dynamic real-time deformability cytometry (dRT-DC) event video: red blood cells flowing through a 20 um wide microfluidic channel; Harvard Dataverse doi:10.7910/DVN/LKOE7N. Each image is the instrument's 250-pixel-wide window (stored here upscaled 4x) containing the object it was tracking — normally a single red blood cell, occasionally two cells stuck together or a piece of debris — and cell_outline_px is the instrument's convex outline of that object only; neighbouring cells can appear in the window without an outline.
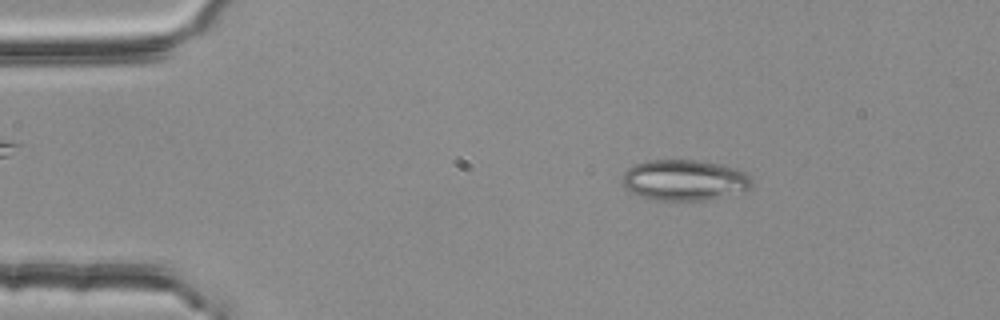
{"species": "common noctule bat (a hibernating species)", "species_latin": "Nyctalus noctula", "temperature_condition": "room temperature", "stored_images_in_passage": 47, "camera_frame_rate_fps": 3000, "um_per_image_px": 0.085, "animal": {"sex": "female", "body_mass_g": 25.1}, "frame": {"image": 1, "passage_image": 2, "time_ms": 0.333, "image_size_px": [1000, 320], "cell_outline_px": [[752, 184], [744, 192], [704, 200], [648, 200], [628, 192], [624, 184], [624, 172], [632, 164], [648, 160], [696, 160], [724, 164], [736, 168], [752, 176]], "centroid_in_image_um": [58.18, 15.31], "position_along_channel_um": 26.8, "area_um2": 31.21}}
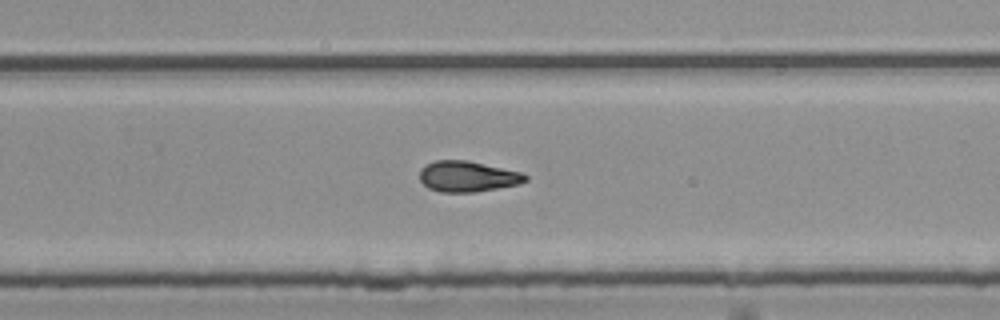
{"frame": {"image": 2, "passage_image": 28, "time_ms": 9.0, "image_size_px": [1000, 320], "cell_outline_px": [[528, 180], [520, 184], [472, 192], [440, 192], [428, 188], [420, 180], [420, 168], [436, 160], [468, 160], [524, 172], [528, 176]], "centroid_in_image_um": [39.78, 14.99], "position_along_channel_um": 290.0, "area_um2": 19.07}}
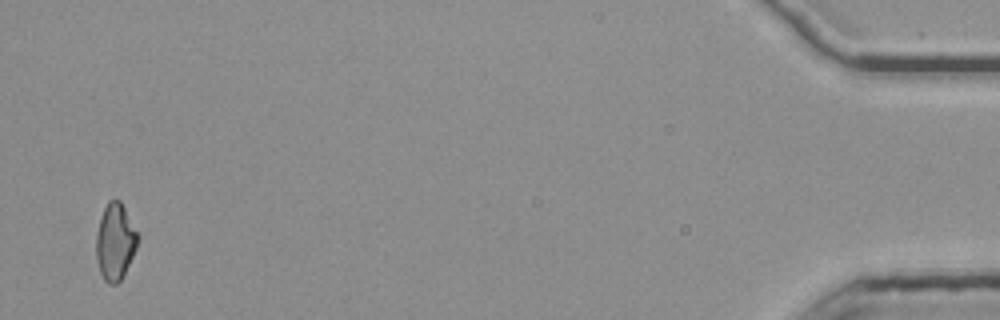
{"frame": {"image": 3, "passage_image": 46, "time_ms": 15.0, "image_size_px": [1000, 320], "cell_outline_px": [[140, 236], [136, 248], [120, 280], [116, 284], [108, 284], [104, 280], [100, 272], [96, 260], [96, 232], [100, 216], [108, 200], [120, 200]], "centroid_in_image_um": [9.77, 20.53], "position_along_channel_um": 425.4, "area_um2": 18.55}, "authors_computed_cell_mechanics": {"area_um2": 19.074, "velocity_mm_per_s": 3.7846, "shape_relaxation_time_tau1_ms": null, "shape_relaxation_time_tau2_ms": 5.148, "deformation_change_tau1": null, "deformation_change_tau2": 0.1377}}